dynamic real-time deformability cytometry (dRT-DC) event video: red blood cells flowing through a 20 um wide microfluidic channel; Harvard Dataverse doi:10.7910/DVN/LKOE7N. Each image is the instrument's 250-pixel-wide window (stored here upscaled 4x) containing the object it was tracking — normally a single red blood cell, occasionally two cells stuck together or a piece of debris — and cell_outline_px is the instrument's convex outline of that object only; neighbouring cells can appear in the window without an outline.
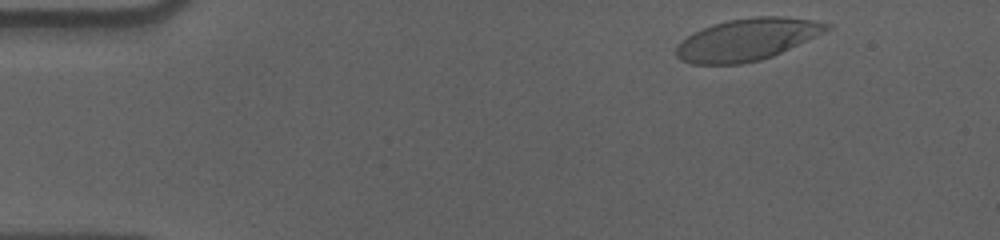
{"species": "human", "species_latin": "Homo sapiens", "temperature_condition": "cold", "stored_images_in_passage": 52, "camera_frame_rate_fps": 3000, "um_per_image_px": 0.085, "donor": {"sex": "male"}, "frame": {"image": 1, "passage_image": 2, "time_ms": 0.333, "image_size_px": [1000, 240], "cell_outline_px": [[832, 28], [824, 32], [772, 56], [760, 60], [740, 64], [692, 64], [680, 60], [676, 56], [676, 44], [692, 32], [712, 24], [728, 20], [756, 16], [780, 16], [812, 20], [832, 24]], "centroid_in_image_um": [63.45, 3.36], "position_along_channel_um": 21.5, "area_um2": 36.76}}
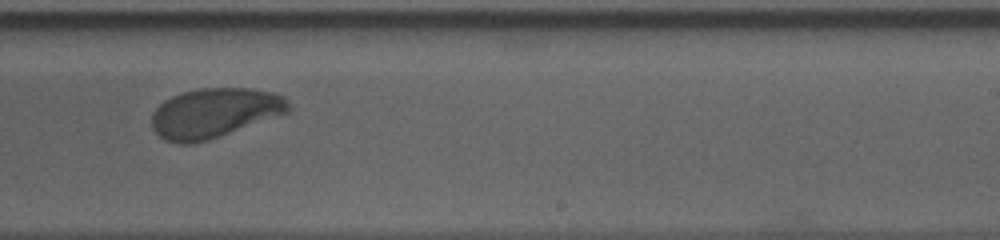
{"frame": {"image": 2, "passage_image": 31, "time_ms": 10.0, "image_size_px": [1000, 240], "cell_outline_px": [[292, 108], [288, 112], [220, 136], [208, 140], [192, 144], [180, 144], [164, 140], [152, 128], [152, 112], [164, 100], [172, 96], [184, 92], [200, 88], [248, 88], [276, 92], [284, 96]], "centroid_in_image_um": [18.22, 9.6], "position_along_channel_um": 270.8, "area_um2": 39.54}}
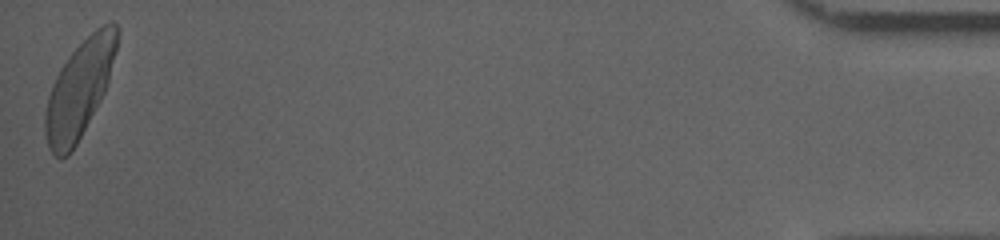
{"frame": {"image": 3, "passage_image": 52, "time_ms": 17.0, "image_size_px": [1000, 240], "cell_outline_px": [[120, 32], [108, 80], [104, 92], [100, 100], [76, 144], [68, 156], [60, 160], [48, 148], [44, 132], [44, 112], [48, 96], [52, 84], [60, 68], [68, 56], [96, 28], [112, 20], [120, 28]], "centroid_in_image_um": [6.73, 7.57], "position_along_channel_um": 428.5, "area_um2": 40.23}, "authors_computed_cell_mechanics": {"area_um2": 39.5352, "velocity_mm_per_s": 3.5475, "shape_relaxation_time_tau1_ms": 2.9926, "shape_relaxation_time_tau2_ms": 0.9871, "deformation_change_tau1": 0.1497, "deformation_change_tau2": 0.0594}}